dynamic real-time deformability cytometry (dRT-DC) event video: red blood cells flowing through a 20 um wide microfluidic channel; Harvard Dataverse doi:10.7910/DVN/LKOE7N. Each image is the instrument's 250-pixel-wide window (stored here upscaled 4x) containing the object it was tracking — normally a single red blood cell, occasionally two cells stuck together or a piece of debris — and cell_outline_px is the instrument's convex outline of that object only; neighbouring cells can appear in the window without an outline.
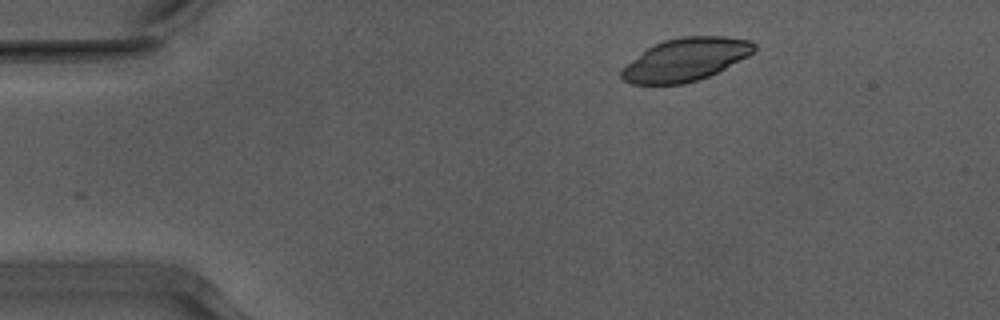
{"species": "Egyptian fruit bat (a non-hibernating species)", "species_latin": "Rousettus aegyptiacus", "temperature_condition": "warm", "stored_images_in_passage": 33, "camera_frame_rate_fps": 3000, "um_per_image_px": 0.085, "animal": {"sex": "male"}, "frame": {"image": 1, "passage_image": 1, "time_ms": 0.0, "image_size_px": [1000, 320], "cell_outline_px": [[756, 48], [748, 56], [708, 76], [684, 84], [632, 84], [624, 80], [620, 76], [620, 72], [632, 60], [652, 44], [664, 40], [684, 36], [724, 36], [752, 40], [756, 44]], "centroid_in_image_um": [58.28, 5.05], "position_along_channel_um": 26.7, "area_um2": 32.83}}